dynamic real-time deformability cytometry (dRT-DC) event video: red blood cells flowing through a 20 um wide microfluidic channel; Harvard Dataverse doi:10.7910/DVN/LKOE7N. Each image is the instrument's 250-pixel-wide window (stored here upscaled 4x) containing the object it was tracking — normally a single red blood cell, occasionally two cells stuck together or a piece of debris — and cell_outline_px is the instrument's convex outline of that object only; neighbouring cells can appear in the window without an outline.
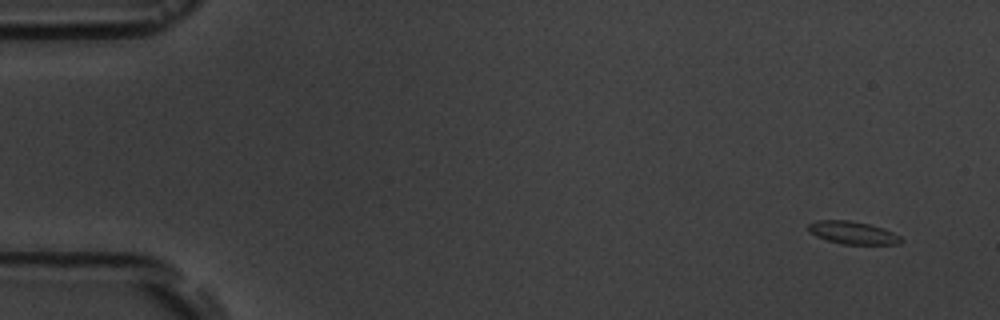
{"species": "common noctule bat (a hibernating species)", "species_latin": "Nyctalus noctula", "temperature_condition": "room temperature", "stored_images_in_passage": 4, "camera_frame_rate_fps": 3000, "um_per_image_px": 0.085, "animal": {"sex": "male", "body_mass_g": 19.5, "forearm_length_mm": 54.6}, "frame": {"image": 1, "passage_image": 1, "time_ms": 0.0, "image_size_px": [1000, 320], "cell_outline_px": [[904, 240], [900, 244], [840, 244], [816, 236], [808, 228], [808, 224], [816, 220], [848, 220], [868, 224], [884, 228], [900, 236]], "centroid_in_image_um": [72.51, 19.78], "position_along_channel_um": 12.5, "area_um2": 12.2}}
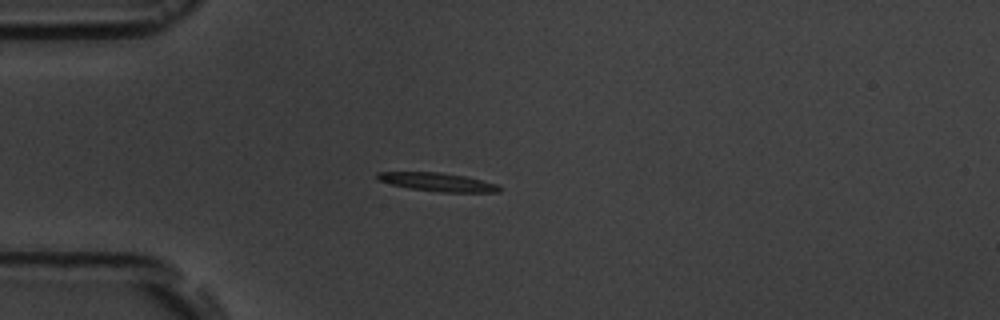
{"frame": {"image": 2, "passage_image": 4, "time_ms": 4.0, "image_size_px": [1000, 320], "cell_outline_px": [[500, 192], [440, 192], [412, 188], [392, 184], [380, 180], [376, 176], [376, 172], [440, 172], [464, 176], [496, 184], [500, 188]], "centroid_in_image_um": [37.2, 15.47], "position_along_channel_um": 47.8, "area_um2": 12.77}}